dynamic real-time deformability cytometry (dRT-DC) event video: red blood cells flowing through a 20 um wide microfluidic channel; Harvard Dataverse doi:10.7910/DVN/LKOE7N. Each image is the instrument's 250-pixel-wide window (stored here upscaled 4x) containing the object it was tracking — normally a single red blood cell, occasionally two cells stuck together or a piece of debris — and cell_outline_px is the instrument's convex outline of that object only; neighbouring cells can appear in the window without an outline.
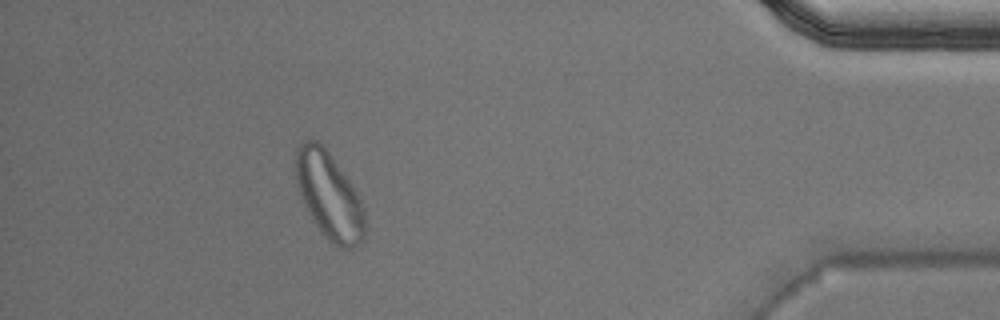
{"species": "Egyptian fruit bat (a non-hibernating species)", "species_latin": "Rousettus aegyptiacus", "temperature_condition": "warm", "stored_images_in_passage": 41, "segment_of_instrument_passage": [1, 2], "camera_frame_rate_fps": 3000, "um_per_image_px": 0.085, "animal": {"sex": "male"}, "frame": {"image": 1, "passage_image": 35, "time_ms": 11.333, "image_size_px": [1000, 320], "cell_outline_px": [[364, 236], [360, 244], [352, 248], [340, 248], [332, 244], [324, 236], [308, 212], [296, 184], [296, 148], [300, 140], [316, 140], [328, 152], [348, 180], [356, 192], [364, 208]], "centroid_in_image_um": [27.96, 16.64], "position_along_channel_um": 407.2, "area_um2": 34.51}}